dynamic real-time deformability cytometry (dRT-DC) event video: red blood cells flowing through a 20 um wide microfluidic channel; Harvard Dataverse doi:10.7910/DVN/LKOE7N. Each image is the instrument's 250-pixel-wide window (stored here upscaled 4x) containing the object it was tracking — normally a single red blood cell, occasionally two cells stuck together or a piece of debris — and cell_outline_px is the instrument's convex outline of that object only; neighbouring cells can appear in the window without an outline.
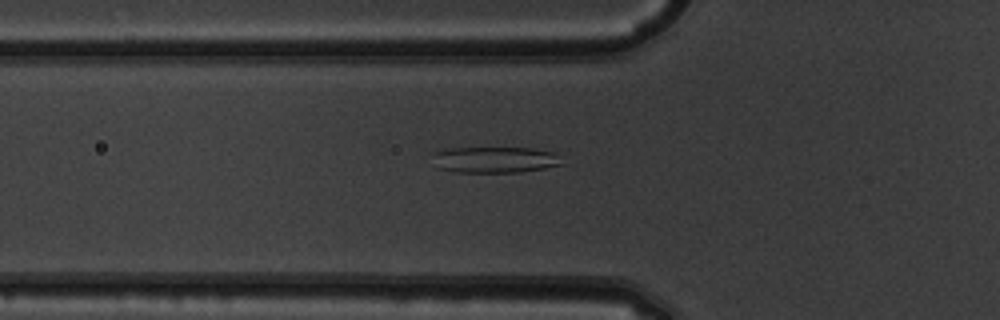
{"species": "common noctule bat (a hibernating species)", "species_latin": "Nyctalus noctula", "temperature_condition": "warm", "stored_images_in_passage": 39, "camera_frame_rate_fps": 3000, "um_per_image_px": 0.085, "animal": {"sex": "male", "body_mass_g": 19.5, "forearm_length_mm": 54.6}, "frame": {"image": 1, "passage_image": 6, "time_ms": 1.667, "image_size_px": [1000, 320], "cell_outline_px": [[564, 164], [544, 168], [520, 172], [456, 172], [440, 168], [432, 152], [448, 148], [532, 148], [552, 152]], "centroid_in_image_um": [42.07, 13.57], "position_along_channel_um": 83.7, "area_um2": 19.36}}
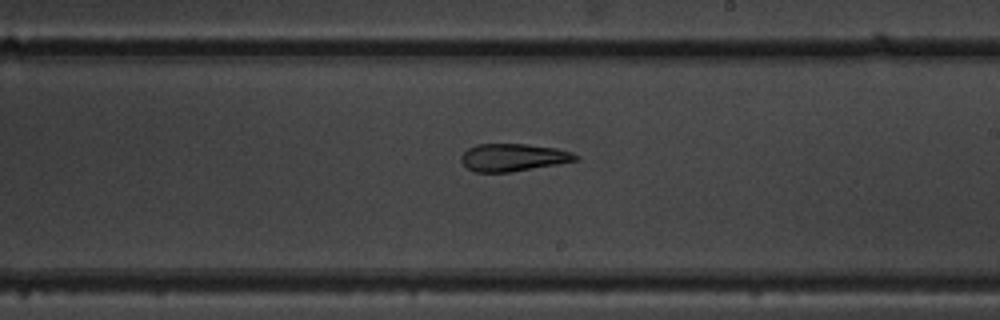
{"frame": {"image": 2, "passage_image": 18, "time_ms": 5.667, "image_size_px": [1000, 320], "cell_outline_px": [[580, 160], [512, 172], [472, 172], [460, 160], [460, 156], [468, 148], [476, 144], [528, 144], [556, 148], [572, 152], [580, 156]], "centroid_in_image_um": [43.63, 13.38], "position_along_channel_um": 245.4, "area_um2": 18.55}}
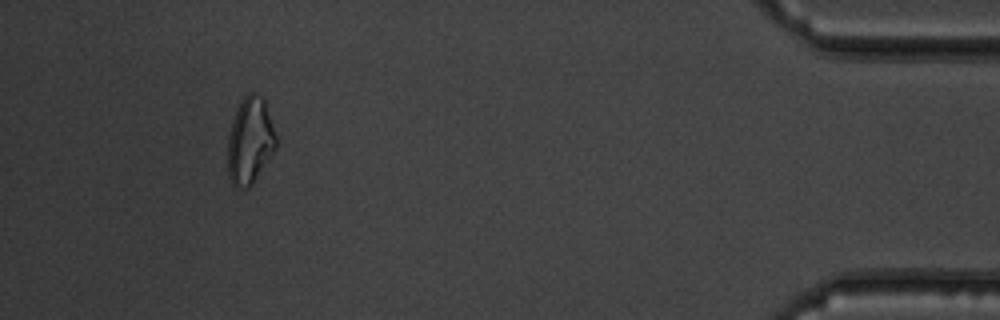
{"frame": {"image": 3, "passage_image": 35, "time_ms": 11.333, "image_size_px": [1000, 320], "cell_outline_px": [[276, 148], [252, 184], [248, 188], [236, 188], [232, 184], [228, 176], [228, 132], [236, 108], [240, 100], [248, 92], [252, 92], [264, 96], [276, 136]], "centroid_in_image_um": [21.23, 11.93], "position_along_channel_um": 414.0, "area_um2": 24.68}, "authors_computed_cell_mechanics": {"area_um2": 19.5942, "velocity_mm_per_s": 4.0306, "shape_relaxation_time_tau1_ms": null, "shape_relaxation_time_tau2_ms": 2.9469, "deformation_change_tau1": null, "deformation_change_tau2": 0.118}}